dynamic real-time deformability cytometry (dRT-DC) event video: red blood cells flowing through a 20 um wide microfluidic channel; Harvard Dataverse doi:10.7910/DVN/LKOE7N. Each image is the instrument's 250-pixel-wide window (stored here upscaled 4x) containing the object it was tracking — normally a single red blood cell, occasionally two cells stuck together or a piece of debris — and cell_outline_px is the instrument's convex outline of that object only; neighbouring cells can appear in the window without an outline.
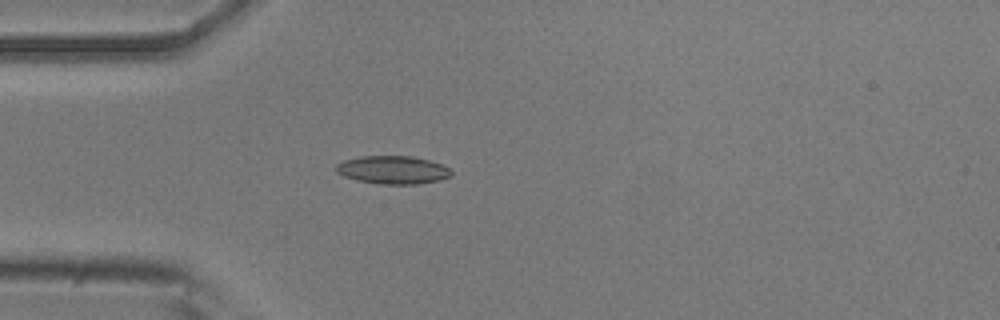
{"species": "common noctule bat (a hibernating species)", "species_latin": "Nyctalus noctula", "temperature_condition": "room temperature", "stored_images_in_passage": 31, "camera_frame_rate_fps": 3000, "um_per_image_px": 0.085, "animal": {"sex": "male", "body_mass_g": 20.5, "forearm_length_mm": 52.5}, "frame": {"image": 1, "passage_image": 3, "time_ms": 0.667, "image_size_px": [1000, 320], "cell_outline_px": [[452, 176], [440, 180], [416, 184], [380, 184], [356, 180], [344, 176], [336, 172], [336, 164], [344, 160], [360, 156], [412, 156], [428, 160], [440, 164], [448, 168], [452, 172]], "centroid_in_image_um": [33.37, 14.44], "position_along_channel_um": 51.6, "area_um2": 18.84}}
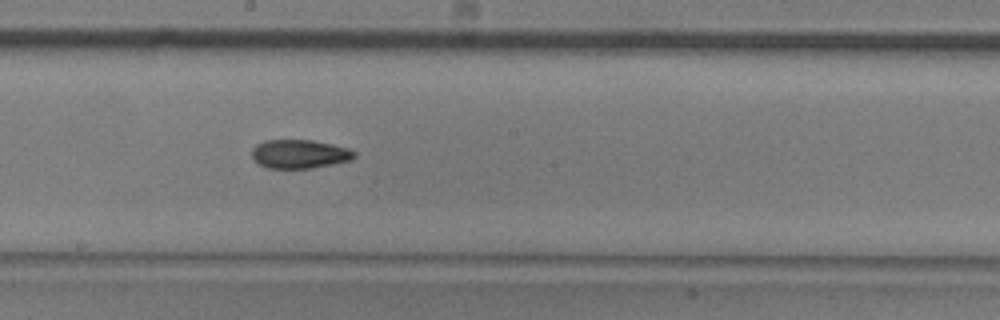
{"frame": {"image": 2, "passage_image": 17, "time_ms": 5.333, "image_size_px": [1000, 320], "cell_outline_px": [[356, 156], [352, 160], [312, 168], [268, 168], [256, 164], [252, 156], [252, 148], [256, 144], [264, 140], [312, 140], [332, 144], [348, 148], [356, 152]], "centroid_in_image_um": [25.44, 13.09], "position_along_channel_um": 222.8, "area_um2": 17.34}}
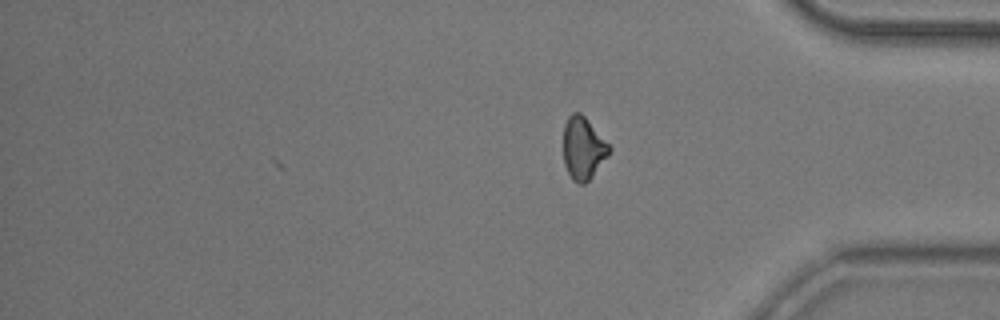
{"frame": {"image": 3, "passage_image": 31, "time_ms": 10.0, "image_size_px": [1000, 320], "cell_outline_px": [[612, 148], [608, 156], [592, 176], [584, 184], [580, 184], [572, 180], [564, 164], [564, 124], [568, 116], [572, 112], [580, 112], [584, 116]], "centroid_in_image_um": [49.56, 12.6], "position_along_channel_um": 385.6, "area_um2": 16.53}, "authors_computed_cell_mechanics": {"area_um2": 17.34, "velocity_mm_per_s": 3.8152, "shape_relaxation_time_tau1_ms": 11.0532, "shape_relaxation_time_tau2_ms": 3.5036, "deformation_change_tau1": 0.2058, "deformation_change_tau2": 0.0999}}